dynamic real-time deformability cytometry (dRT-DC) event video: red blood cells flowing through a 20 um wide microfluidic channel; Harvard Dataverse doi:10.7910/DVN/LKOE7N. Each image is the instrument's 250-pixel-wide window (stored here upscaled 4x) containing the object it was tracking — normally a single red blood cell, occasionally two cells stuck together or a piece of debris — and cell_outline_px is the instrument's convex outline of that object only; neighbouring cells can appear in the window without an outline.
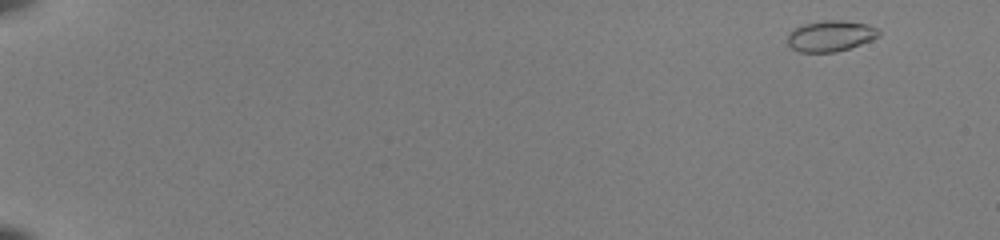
{"species": "common noctule bat (a hibernating species)", "species_latin": "Nyctalus noctula", "temperature_condition": "room temperature", "stored_images_in_passage": 51, "camera_frame_rate_fps": 3000, "um_per_image_px": 0.085, "animal": {"sex": "female", "body_mass_g": 22.0, "forearm_length_mm": 56.7}, "frame": {"image": 1, "passage_image": 2, "time_ms": 0.333, "image_size_px": [1000, 240], "cell_outline_px": [[880, 36], [872, 40], [836, 52], [800, 52], [792, 48], [788, 44], [788, 36], [796, 28], [804, 24], [824, 20], [840, 20], [864, 24], [876, 28], [880, 32]], "centroid_in_image_um": [70.61, 3.06], "position_along_channel_um": 14.4, "area_um2": 16.13}}
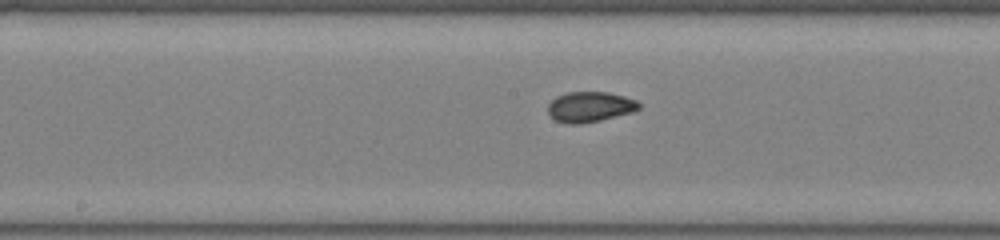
{"frame": {"image": 2, "passage_image": 29, "time_ms": 9.333, "image_size_px": [1000, 240], "cell_outline_px": [[640, 108], [632, 112], [600, 120], [580, 124], [568, 124], [556, 120], [548, 112], [548, 104], [556, 96], [568, 92], [608, 92], [624, 96], [636, 100], [640, 104]], "centroid_in_image_um": [50.14, 9.07], "position_along_channel_um": 198.1, "area_um2": 16.01}}
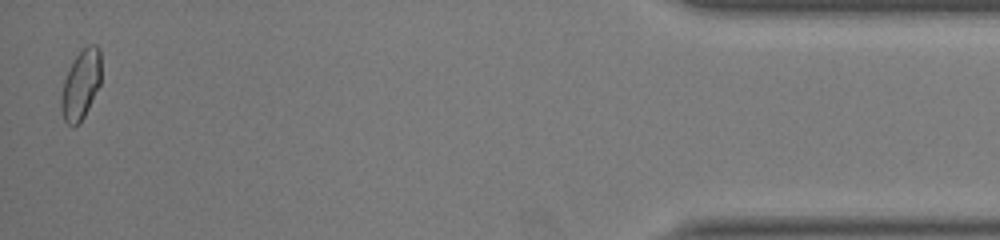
{"frame": {"image": 3, "passage_image": 51, "time_ms": 16.667, "image_size_px": [1000, 240], "cell_outline_px": [[100, 84], [84, 116], [72, 128], [64, 120], [60, 108], [60, 96], [64, 80], [76, 56], [88, 44], [96, 44], [100, 48]], "centroid_in_image_um": [6.86, 7.2], "position_along_channel_um": 428.3, "area_um2": 15.95}, "authors_computed_cell_mechanics": {"area_um2": 15.8372, "velocity_mm_per_s": 4.0083, "shape_relaxation_time_tau1_ms": null, "shape_relaxation_time_tau2_ms": 0.9193, "deformation_change_tau1": null, "deformation_change_tau2": 0.0355}}